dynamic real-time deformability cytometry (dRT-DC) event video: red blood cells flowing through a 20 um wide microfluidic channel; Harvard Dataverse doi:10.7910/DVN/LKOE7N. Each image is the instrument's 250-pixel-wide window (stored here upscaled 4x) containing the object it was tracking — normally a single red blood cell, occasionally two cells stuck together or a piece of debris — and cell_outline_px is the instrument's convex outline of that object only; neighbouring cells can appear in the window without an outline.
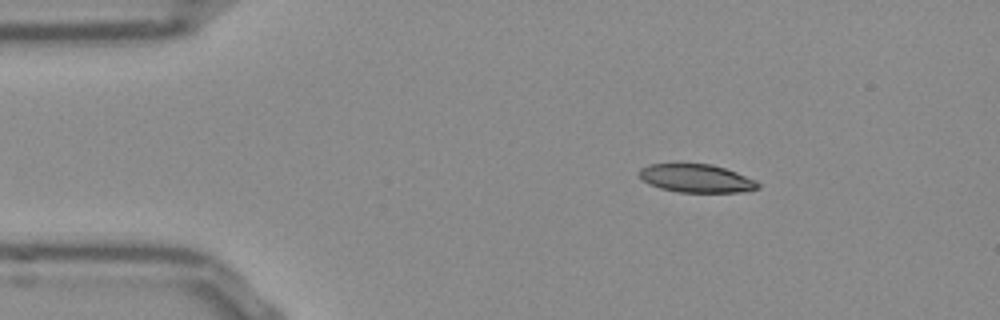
{"species": "Egyptian fruit bat (a non-hibernating species)", "species_latin": "Rousettus aegyptiacus", "temperature_condition": "room temperature", "stored_images_in_passage": 45, "camera_frame_rate_fps": 3000, "um_per_image_px": 0.085, "frame": {"image": 1, "passage_image": 1, "time_ms": 0.0, "image_size_px": [1000, 320], "cell_outline_px": [[760, 188], [744, 192], [680, 192], [660, 188], [648, 184], [640, 180], [640, 168], [648, 164], [712, 164], [736, 172], [756, 180], [760, 184]], "centroid_in_image_um": [59.19, 15.16], "position_along_channel_um": 25.8, "area_um2": 19.59}}
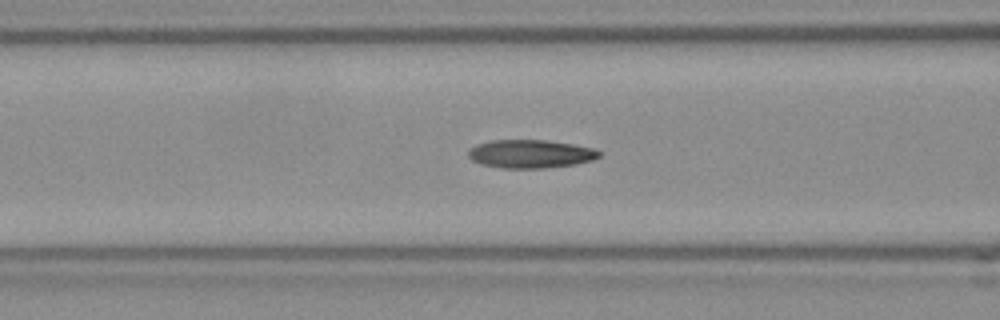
{"frame": {"image": 2, "passage_image": 13, "time_ms": 4.0, "image_size_px": [1000, 320], "cell_outline_px": [[600, 156], [592, 160], [576, 164], [544, 168], [500, 168], [480, 164], [472, 160], [468, 156], [468, 148], [476, 144], [492, 140], [548, 140], [572, 144], [592, 148], [600, 152]], "centroid_in_image_um": [45.04, 13.08], "position_along_channel_um": 121.6, "area_um2": 21.68}}
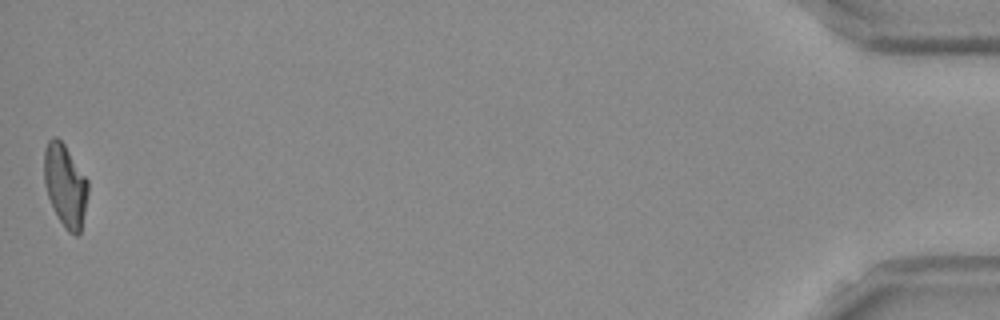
{"frame": {"image": 3, "passage_image": 45, "time_ms": 14.667, "image_size_px": [1000, 320], "cell_outline_px": [[88, 192], [80, 232], [76, 236], [68, 232], [64, 228], [48, 196], [44, 184], [44, 148], [48, 140], [52, 136], [56, 136], [64, 144], [88, 180]], "centroid_in_image_um": [5.53, 15.73], "position_along_channel_um": 429.7, "area_um2": 20.92}, "authors_computed_cell_mechanics": {"area_um2": 21.2704, "velocity_mm_per_s": 3.8393, "shape_relaxation_time_tau1_ms": 6.4521, "shape_relaxation_time_tau2_ms": 3.2386, "deformation_change_tau1": 0.2025, "deformation_change_tau2": 0.11}}